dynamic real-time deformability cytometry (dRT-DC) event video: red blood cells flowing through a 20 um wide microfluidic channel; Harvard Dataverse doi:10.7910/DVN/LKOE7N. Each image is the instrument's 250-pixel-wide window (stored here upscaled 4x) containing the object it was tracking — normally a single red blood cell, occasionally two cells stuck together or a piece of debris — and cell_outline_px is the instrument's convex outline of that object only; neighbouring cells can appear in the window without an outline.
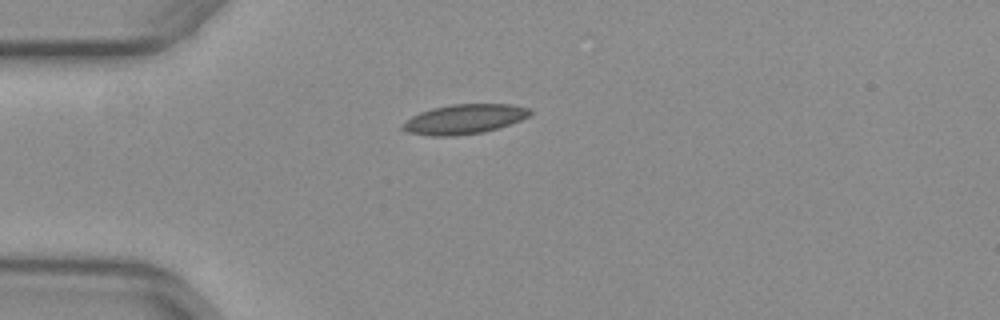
{"species": "common noctule bat (a hibernating species)", "species_latin": "Nyctalus noctula", "temperature_condition": "warm", "stored_images_in_passage": 16, "camera_frame_rate_fps": 3000, "um_per_image_px": 0.085, "animal": {"sex": "female", "body_mass_g": 29.2, "forearm_length_mm": 56.3}, "frame": {"image": 1, "passage_image": 4, "time_ms": 1.0, "image_size_px": [1000, 320], "cell_outline_px": [[532, 112], [528, 116], [520, 120], [484, 132], [452, 136], [432, 136], [408, 132], [400, 128], [412, 116], [420, 112], [432, 108], [452, 104], [512, 104], [532, 108]], "centroid_in_image_um": [39.48, 10.11], "position_along_channel_um": 45.5, "area_um2": 21.85}}
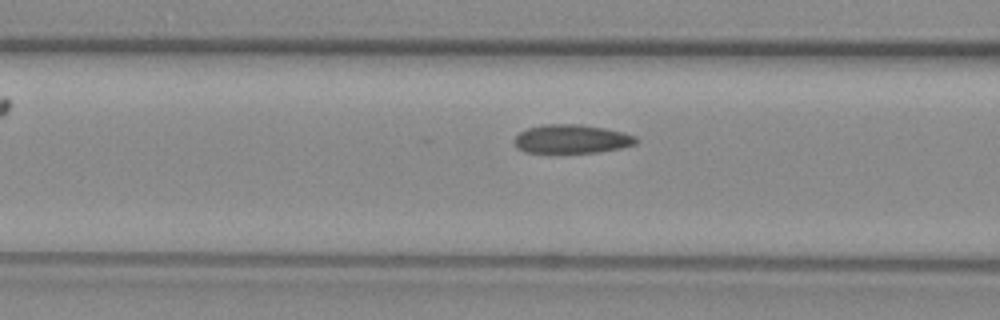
{"frame": {"image": 2, "passage_image": 11, "time_ms": 3.333, "image_size_px": [1000, 320], "cell_outline_px": [[636, 144], [620, 148], [596, 152], [524, 152], [516, 148], [516, 136], [520, 132], [528, 128], [540, 124], [580, 124], [604, 128], [624, 132], [636, 136]], "centroid_in_image_um": [48.59, 11.8], "position_along_channel_um": 118.0, "area_um2": 20.23}}
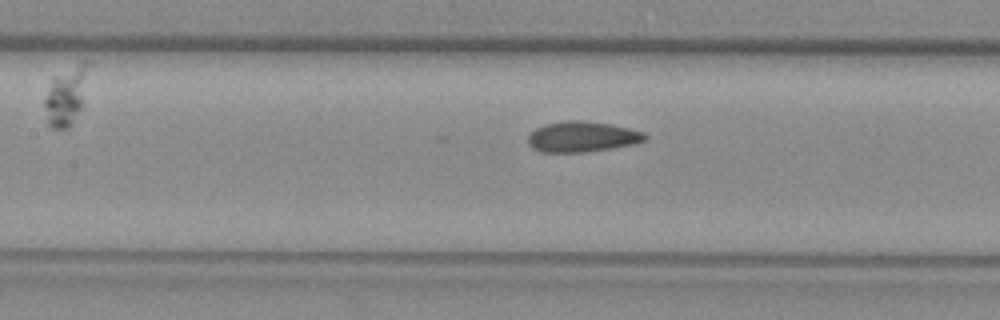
{"frame": {"image": 3, "passage_image": 14, "time_ms": 4.333, "image_size_px": [1000, 320], "cell_outline_px": [[648, 140], [632, 144], [584, 152], [540, 152], [532, 148], [528, 144], [528, 136], [536, 128], [544, 124], [564, 120], [580, 120], [612, 124], [644, 132], [648, 136]], "centroid_in_image_um": [49.47, 11.61], "position_along_channel_um": 157.9, "area_um2": 20.87}}